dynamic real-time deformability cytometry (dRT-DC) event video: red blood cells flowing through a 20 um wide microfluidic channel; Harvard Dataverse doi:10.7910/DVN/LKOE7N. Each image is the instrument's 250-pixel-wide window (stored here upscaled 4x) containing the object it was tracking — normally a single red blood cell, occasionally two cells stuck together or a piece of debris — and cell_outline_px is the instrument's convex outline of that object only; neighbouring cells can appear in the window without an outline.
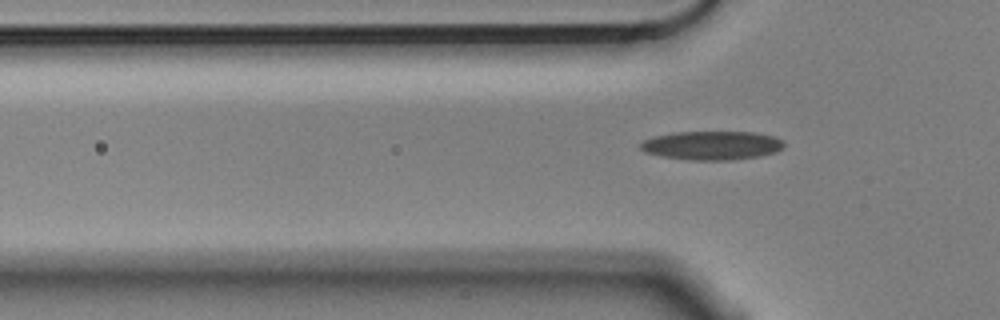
{"species": "Egyptian fruit bat (a non-hibernating species)", "species_latin": "Rousettus aegyptiacus", "temperature_condition": "cold", "stored_images_in_passage": 6, "camera_frame_rate_fps": 3000, "um_per_image_px": 0.085, "animal": {"sex": "male"}, "frame": {"image": 1, "passage_image": 6, "time_ms": 1.667, "image_size_px": [1000, 320], "cell_outline_px": [[784, 144], [776, 152], [760, 156], [728, 160], [692, 160], [660, 156], [644, 152], [640, 148], [640, 144], [644, 140], [656, 136], [676, 132], [756, 132], [772, 136], [784, 140]], "centroid_in_image_um": [60.51, 12.36], "position_along_channel_um": 65.3, "area_um2": 23.99}}